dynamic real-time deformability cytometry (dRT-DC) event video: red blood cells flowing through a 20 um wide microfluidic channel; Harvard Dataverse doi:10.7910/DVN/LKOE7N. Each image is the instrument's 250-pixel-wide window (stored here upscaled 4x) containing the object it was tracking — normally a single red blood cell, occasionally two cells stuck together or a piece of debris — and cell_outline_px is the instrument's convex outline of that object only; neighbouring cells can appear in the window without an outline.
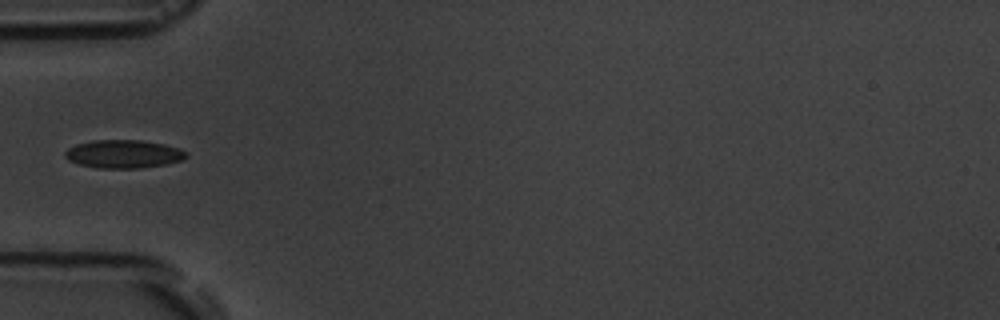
{"species": "common noctule bat (a hibernating species)", "species_latin": "Nyctalus noctula", "temperature_condition": "room temperature", "stored_images_in_passage": 9, "camera_frame_rate_fps": 3000, "um_per_image_px": 0.085, "animal": {"sex": "male", "body_mass_g": 19.5, "forearm_length_mm": 54.6}, "frame": {"image": 1, "passage_image": 6, "time_ms": 6.0, "image_size_px": [1000, 320], "cell_outline_px": [[188, 156], [180, 160], [164, 164], [140, 168], [96, 168], [80, 164], [68, 160], [64, 156], [64, 152], [68, 148], [76, 144], [92, 140], [140, 140], [164, 144], [180, 148], [188, 152]], "centroid_in_image_um": [10.49, 13.08], "position_along_channel_um": 74.5, "area_um2": 19.94}}
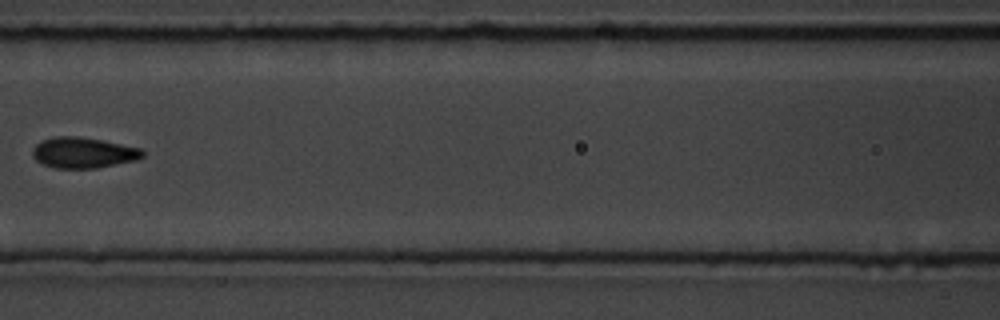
{"frame": {"image": 2, "passage_image": 8, "time_ms": 8.333, "image_size_px": [1000, 320], "cell_outline_px": [[144, 156], [136, 160], [96, 168], [56, 168], [44, 164], [36, 160], [32, 156], [32, 148], [40, 140], [56, 136], [76, 136], [100, 140], [140, 148], [144, 152]], "centroid_in_image_um": [7.04, 12.97], "position_along_channel_um": 159.6, "area_um2": 19.59}}
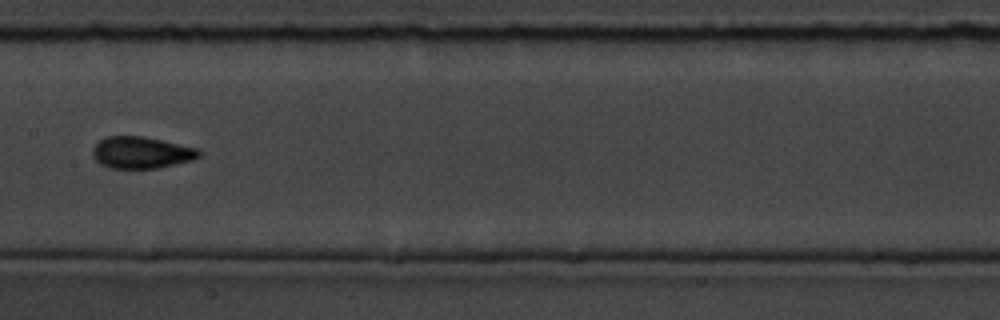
{"frame": {"image": 3, "passage_image": 9, "time_ms": 9.333, "image_size_px": [1000, 320], "cell_outline_px": [[200, 156], [192, 160], [160, 168], [112, 168], [100, 164], [92, 156], [92, 148], [100, 140], [108, 136], [144, 136], [200, 148]], "centroid_in_image_um": [12.03, 12.96], "position_along_channel_um": 195.4, "area_um2": 19.83}}